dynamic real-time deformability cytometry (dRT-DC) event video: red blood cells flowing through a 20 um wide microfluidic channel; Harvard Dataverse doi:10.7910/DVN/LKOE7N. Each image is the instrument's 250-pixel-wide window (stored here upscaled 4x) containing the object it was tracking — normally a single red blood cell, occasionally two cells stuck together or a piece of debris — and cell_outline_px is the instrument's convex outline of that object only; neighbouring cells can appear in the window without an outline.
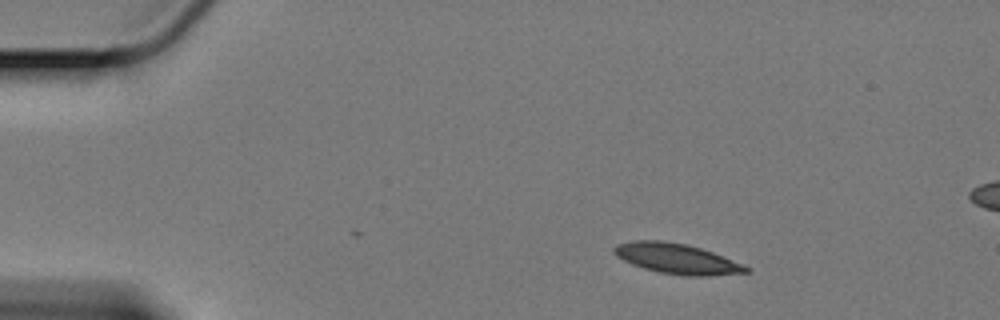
{"species": "Egyptian fruit bat (a non-hibernating species)", "species_latin": "Rousettus aegyptiacus", "temperature_condition": "cold", "stored_images_in_passage": 52, "segment_of_instrument_passage": [1, 2], "camera_frame_rate_fps": 3000, "um_per_image_px": 0.085, "animal": {"sex": "female"}, "frame": {"image": 1, "passage_image": 1, "time_ms": 0.0, "image_size_px": [1000, 320], "cell_outline_px": [[752, 268], [748, 272], [708, 276], [684, 276], [660, 272], [644, 268], [632, 264], [616, 256], [612, 252], [612, 248], [616, 244], [636, 240], [660, 240], [684, 244], [700, 248], [712, 252]], "centroid_in_image_um": [57.5, 21.99], "position_along_channel_um": 27.5, "area_um2": 23.12}}
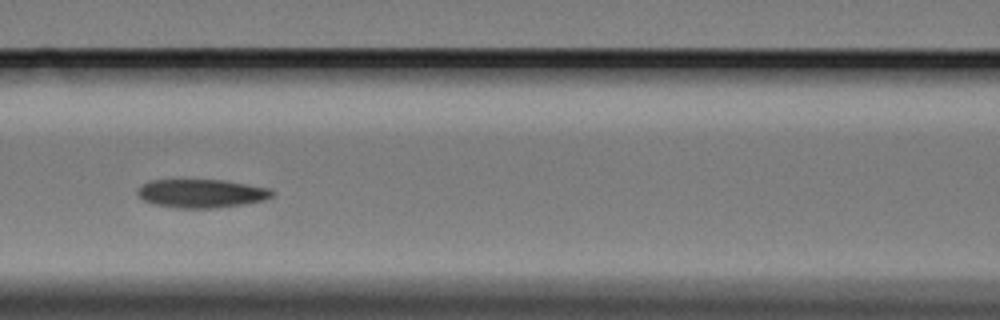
{"frame": {"image": 2, "passage_image": 18, "time_ms": 5.667, "image_size_px": [1000, 320], "cell_outline_px": [[276, 192], [272, 196], [264, 200], [244, 204], [212, 208], [176, 208], [152, 204], [144, 200], [136, 192], [144, 184], [152, 180], [224, 180], [272, 188]], "centroid_in_image_um": [17.18, 16.44], "position_along_channel_um": 149.4, "area_um2": 22.37}}
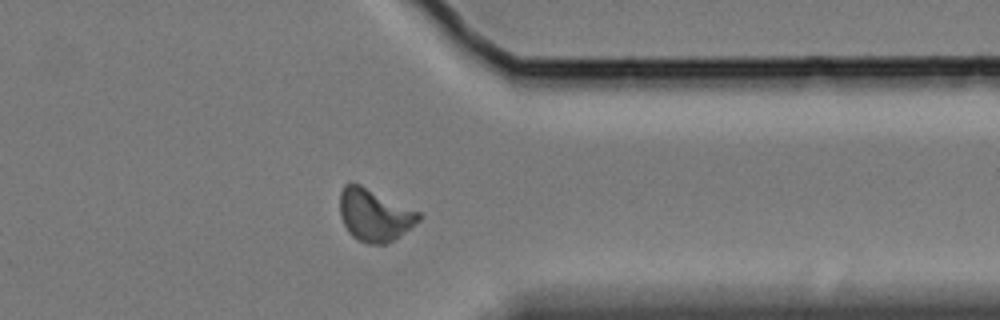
{"frame": {"image": 3, "passage_image": 39, "time_ms": 12.667, "image_size_px": [1000, 320], "cell_outline_px": [[420, 220], [392, 240], [384, 244], [368, 244], [356, 240], [348, 232], [340, 216], [340, 192], [344, 184], [352, 180], [420, 212]], "centroid_in_image_um": [31.77, 18.25], "position_along_channel_um": 379.6, "area_um2": 24.04}}